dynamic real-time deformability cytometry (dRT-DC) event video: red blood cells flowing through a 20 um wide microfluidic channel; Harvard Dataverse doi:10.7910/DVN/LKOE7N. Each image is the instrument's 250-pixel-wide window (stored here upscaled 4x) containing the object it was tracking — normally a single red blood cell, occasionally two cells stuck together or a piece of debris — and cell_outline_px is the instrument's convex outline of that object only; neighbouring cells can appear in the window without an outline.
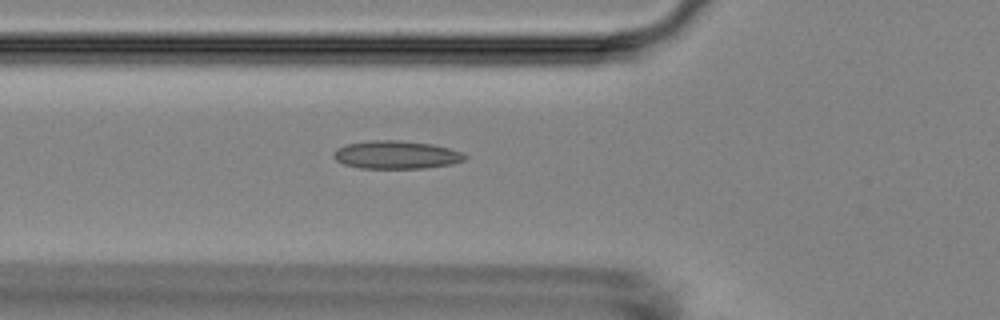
{"species": "Egyptian fruit bat (a non-hibernating species)", "species_latin": "Rousettus aegyptiacus", "temperature_condition": "room temperature", "stored_images_in_passage": 40, "camera_frame_rate_fps": 3000, "um_per_image_px": 0.085, "animal": {"sex": "female"}, "frame": {"image": 1, "passage_image": 4, "time_ms": 1.0, "image_size_px": [1000, 320], "cell_outline_px": [[468, 156], [464, 160], [452, 164], [424, 168], [360, 168], [344, 164], [336, 160], [332, 156], [332, 152], [336, 148], [348, 144], [372, 140], [400, 140], [432, 144], [464, 152]], "centroid_in_image_um": [33.68, 13.16], "position_along_channel_um": 92.1, "area_um2": 21.56}}
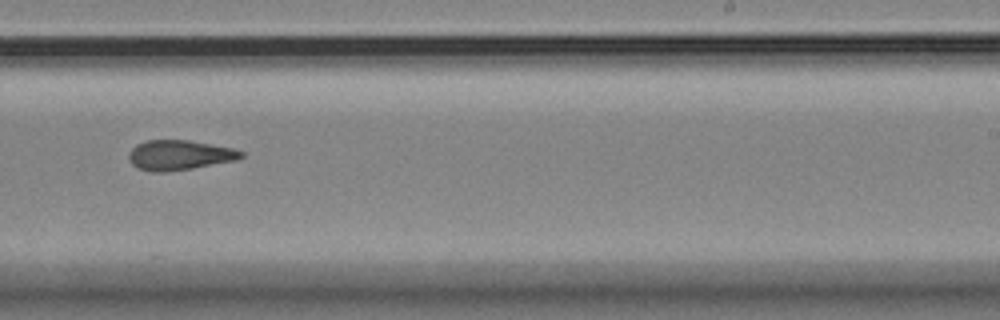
{"frame": {"image": 2, "passage_image": 19, "time_ms": 6.0, "image_size_px": [1000, 320], "cell_outline_px": [[244, 156], [236, 160], [192, 168], [164, 172], [152, 172], [140, 168], [132, 164], [128, 160], [128, 152], [136, 144], [144, 140], [188, 140], [232, 148], [244, 152]], "centroid_in_image_um": [15.22, 13.18], "position_along_channel_um": 273.8, "area_um2": 19.54}}
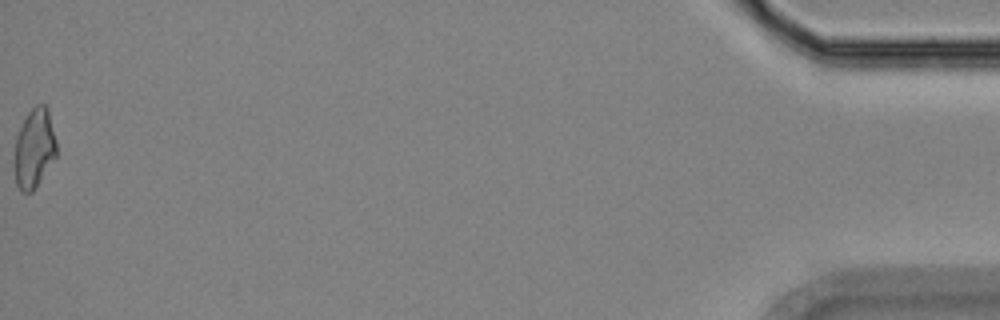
{"frame": {"image": 3, "passage_image": 40, "time_ms": 13.0, "image_size_px": [1000, 320], "cell_outline_px": [[56, 156], [32, 192], [20, 192], [16, 184], [12, 160], [16, 136], [28, 112], [36, 104], [44, 104], [48, 108], [56, 140]], "centroid_in_image_um": [2.88, 12.62], "position_along_channel_um": 432.3, "area_um2": 19.71}, "authors_computed_cell_mechanics": {"area_um2": 19.7098, "velocity_mm_per_s": 3.6228, "shape_relaxation_time_tau1_ms": null, "shape_relaxation_time_tau2_ms": 3.88, "deformation_change_tau1": null, "deformation_change_tau2": 0.1123}}